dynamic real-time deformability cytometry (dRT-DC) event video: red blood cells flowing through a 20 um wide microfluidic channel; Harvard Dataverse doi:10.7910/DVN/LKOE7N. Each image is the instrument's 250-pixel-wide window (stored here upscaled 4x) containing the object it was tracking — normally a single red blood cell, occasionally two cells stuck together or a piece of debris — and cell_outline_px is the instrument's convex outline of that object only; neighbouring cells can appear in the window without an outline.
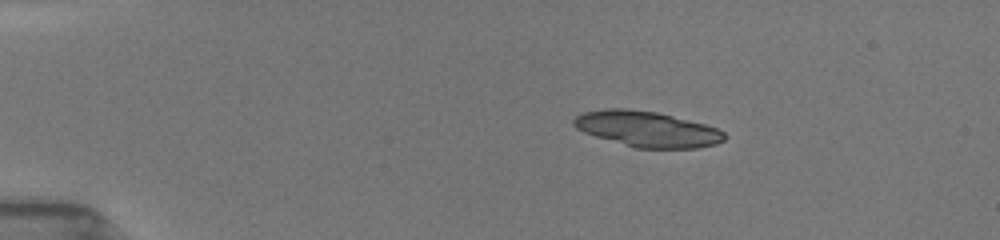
{"species": "common noctule bat (a hibernating species)", "species_latin": "Nyctalus noctula", "temperature_condition": "room temperature", "stored_images_in_passage": 30, "segment_of_instrument_passage": [1, 2], "camera_frame_rate_fps": 3000, "um_per_image_px": 0.085, "animal": {"sex": "female", "body_mass_g": 19.5, "forearm_length_mm": 54.1}, "frame": {"image": 1, "passage_image": 1, "time_ms": 0.0, "image_size_px": [1000, 240], "cell_outline_px": [[728, 136], [724, 140], [716, 144], [696, 148], [636, 148], [596, 136], [584, 132], [576, 128], [572, 124], [572, 120], [576, 116], [584, 112], [604, 108], [628, 108], [656, 112], [704, 124], [716, 128], [724, 132]], "centroid_in_image_um": [54.99, 10.96], "position_along_channel_um": 30.0, "area_um2": 31.15}}